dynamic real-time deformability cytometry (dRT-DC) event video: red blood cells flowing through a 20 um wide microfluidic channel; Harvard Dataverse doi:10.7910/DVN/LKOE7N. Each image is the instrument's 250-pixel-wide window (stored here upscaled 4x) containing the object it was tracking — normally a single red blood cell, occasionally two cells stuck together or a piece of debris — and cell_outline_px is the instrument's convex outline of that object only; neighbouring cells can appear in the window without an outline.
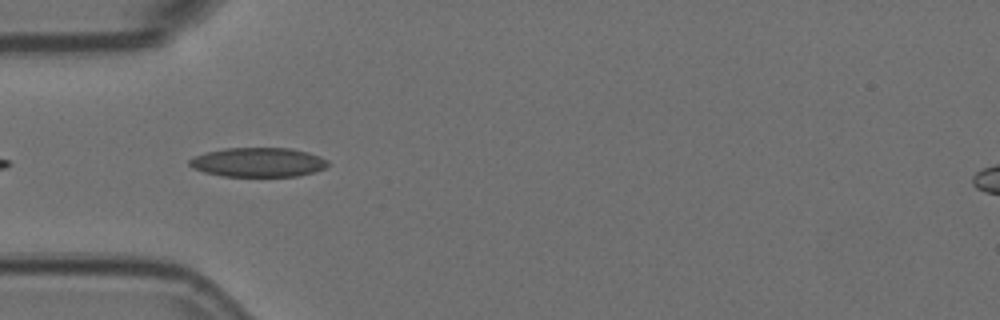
{"species": "Egyptian fruit bat (a non-hibernating species)", "species_latin": "Rousettus aegyptiacus", "temperature_condition": "room temperature", "stored_images_in_passage": 3, "camera_frame_rate_fps": 3000, "um_per_image_px": 0.085, "animal": {"sex": "female"}, "frame": {"image": 1, "passage_image": 2, "time_ms": 0.333, "image_size_px": [1000, 320], "cell_outline_px": [[328, 164], [324, 168], [312, 172], [296, 176], [224, 176], [204, 172], [192, 168], [188, 164], [188, 160], [192, 156], [224, 148], [292, 148], [308, 152], [320, 156], [328, 160]], "centroid_in_image_um": [21.91, 13.78], "position_along_channel_um": 63.1, "area_um2": 23.64}}
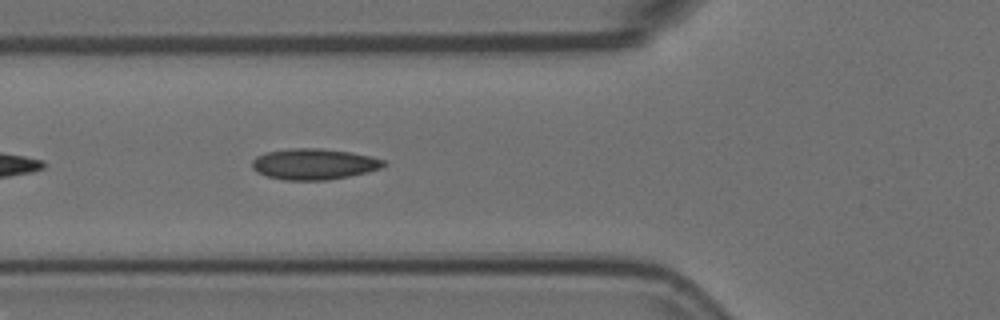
{"frame": {"image": 2, "passage_image": 3, "time_ms": 0.667, "image_size_px": [1000, 320], "cell_outline_px": [[388, 164], [380, 168], [348, 176], [328, 180], [284, 180], [268, 176], [256, 172], [252, 168], [252, 160], [256, 156], [264, 152], [292, 148], [320, 148], [352, 152], [372, 156], [384, 160]], "centroid_in_image_um": [26.67, 13.93], "position_along_channel_um": 99.1, "area_um2": 23.81}}